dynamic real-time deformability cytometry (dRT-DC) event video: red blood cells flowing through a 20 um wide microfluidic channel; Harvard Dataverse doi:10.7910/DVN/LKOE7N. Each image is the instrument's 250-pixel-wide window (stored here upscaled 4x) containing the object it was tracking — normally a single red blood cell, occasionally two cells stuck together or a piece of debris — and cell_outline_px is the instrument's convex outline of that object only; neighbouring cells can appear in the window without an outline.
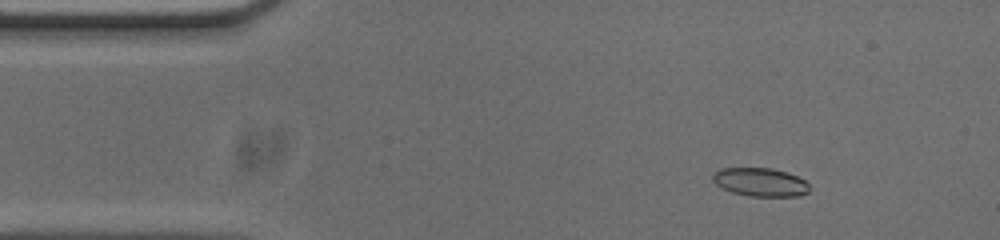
{"species": "common noctule bat (a hibernating species)", "species_latin": "Nyctalus noctula", "temperature_condition": "cold", "stored_images_in_passage": 51, "camera_frame_rate_fps": 3000, "um_per_image_px": 0.085, "animal": {"sex": "male", "body_mass_g": 20.0, "forearm_length_mm": 53.3}, "frame": {"image": 1, "passage_image": 4, "time_ms": 1.0, "image_size_px": [1000, 240], "cell_outline_px": [[808, 192], [796, 196], [748, 196], [732, 192], [716, 184], [712, 180], [712, 172], [720, 168], [772, 168], [788, 172], [804, 180], [808, 184]], "centroid_in_image_um": [64.59, 15.47], "position_along_channel_um": 20.4, "area_um2": 16.01}}
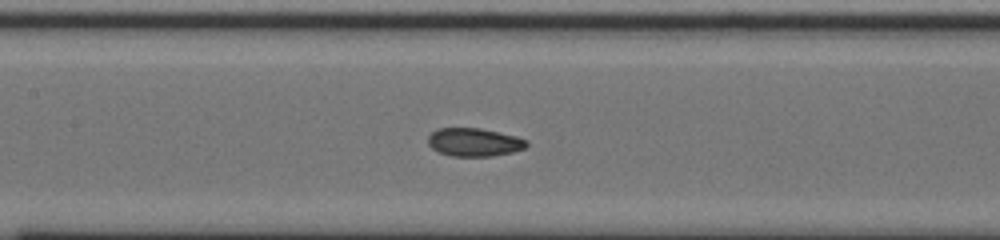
{"frame": {"image": 2, "passage_image": 21, "time_ms": 6.667, "image_size_px": [1000, 240], "cell_outline_px": [[528, 144], [524, 148], [512, 152], [492, 156], [452, 156], [440, 152], [432, 148], [428, 144], [428, 136], [432, 132], [440, 128], [480, 128], [516, 136], [528, 140]], "centroid_in_image_um": [40.31, 12.08], "position_along_channel_um": 167.1, "area_um2": 16.13}}
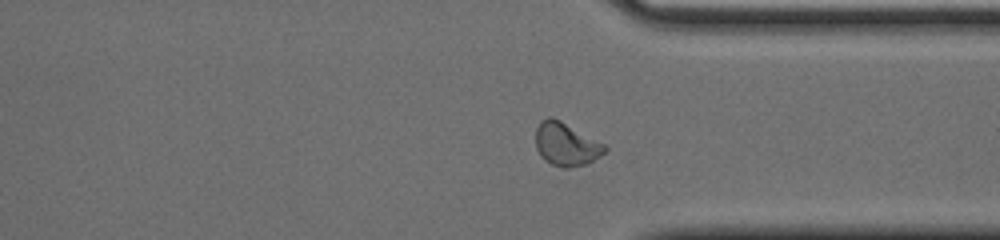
{"frame": {"image": 3, "passage_image": 37, "time_ms": 12.0, "image_size_px": [1000, 240], "cell_outline_px": [[608, 148], [600, 156], [584, 164], [568, 168], [564, 168], [552, 164], [544, 160], [540, 156], [536, 148], [536, 128], [540, 120], [548, 116], [552, 116], [560, 120], [604, 144]], "centroid_in_image_um": [48.08, 12.24], "position_along_channel_um": 363.3, "area_um2": 17.28}, "authors_computed_cell_mechanics": {"area_um2": 16.5308, "velocity_mm_per_s": 3.7116, "shape_relaxation_time_tau1_ms": 7.1914, "shape_relaxation_time_tau2_ms": 2.5264, "deformation_change_tau1": 0.183, "deformation_change_tau2": 0.0717}}